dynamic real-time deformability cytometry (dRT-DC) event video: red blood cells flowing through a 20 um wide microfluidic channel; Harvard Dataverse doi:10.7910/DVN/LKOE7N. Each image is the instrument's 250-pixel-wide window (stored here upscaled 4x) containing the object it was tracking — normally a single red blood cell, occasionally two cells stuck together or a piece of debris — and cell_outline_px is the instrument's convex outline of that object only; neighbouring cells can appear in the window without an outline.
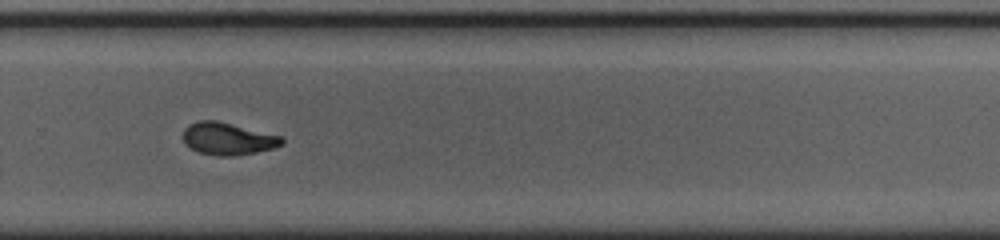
{"species": "common noctule bat (a hibernating species)", "species_latin": "Nyctalus noctula", "temperature_condition": "cold", "stored_images_in_passage": 40, "camera_frame_rate_fps": 3000, "um_per_image_px": 0.085, "animal": {"sex": "female", "body_mass_g": 23.0, "forearm_length_mm": 53.4}, "frame": {"image": 1, "passage_image": 23, "time_ms": 7.333, "image_size_px": [1000, 240], "cell_outline_px": [[284, 144], [272, 148], [240, 156], [216, 156], [200, 152], [184, 144], [184, 128], [188, 124], [196, 120], [216, 120], [284, 136]], "centroid_in_image_um": [19.39, 11.79], "position_along_channel_um": 310.4, "area_um2": 18.84}, "authors_computed_cell_mechanics": {"area_um2": 18.6116, "velocity_mm_per_s": 3.6451, "shape_relaxation_time_tau1_ms": null, "shape_relaxation_time_tau2_ms": 2.7808, "deformation_change_tau1": null, "deformation_change_tau2": 0.0869}}